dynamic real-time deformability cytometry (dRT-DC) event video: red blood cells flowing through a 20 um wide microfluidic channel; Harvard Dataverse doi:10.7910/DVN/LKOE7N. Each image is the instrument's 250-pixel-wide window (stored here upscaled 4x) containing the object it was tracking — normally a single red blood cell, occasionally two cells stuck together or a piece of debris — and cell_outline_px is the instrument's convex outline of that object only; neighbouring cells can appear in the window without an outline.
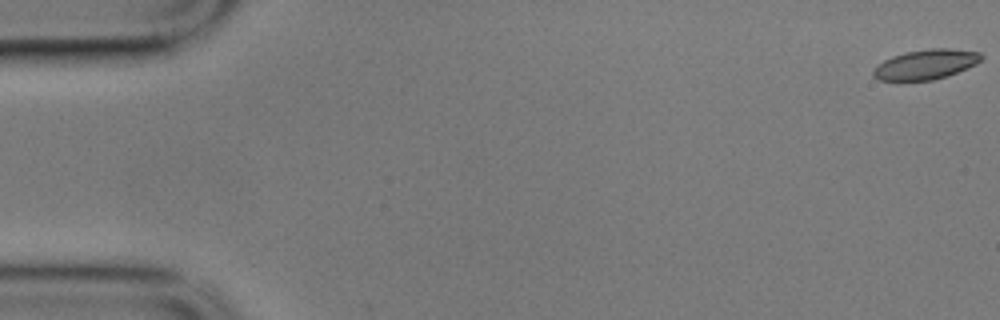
{"species": "common noctule bat (a hibernating species)", "species_latin": "Nyctalus noctula", "temperature_condition": "cold", "stored_images_in_passage": 54, "camera_frame_rate_fps": 3000, "um_per_image_px": 0.085, "animal": {"sex": "male", "body_mass_g": 17.9}, "frame": {"image": 1, "passage_image": 1, "time_ms": 0.0, "image_size_px": [1000, 320], "cell_outline_px": [[984, 56], [976, 64], [948, 76], [932, 80], [880, 80], [872, 76], [872, 68], [876, 64], [892, 56], [908, 52], [932, 48], [948, 48], [980, 52]], "centroid_in_image_um": [78.67, 5.47], "position_along_channel_um": 6.3, "area_um2": 18.79}}
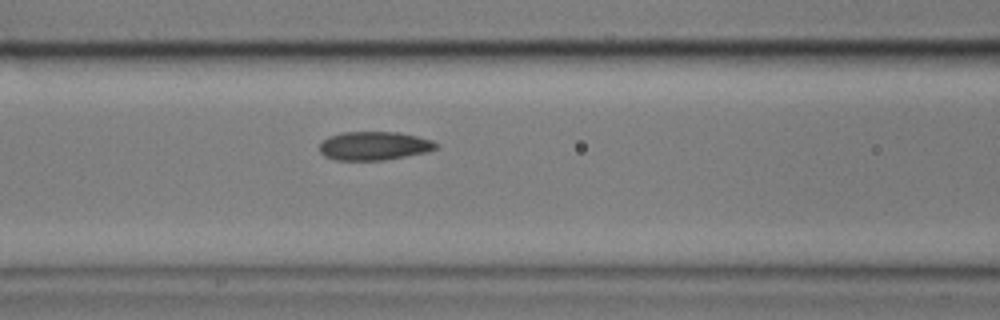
{"frame": {"image": 2, "passage_image": 24, "time_ms": 7.667, "image_size_px": [1000, 320], "cell_outline_px": [[440, 144], [436, 148], [428, 152], [384, 160], [336, 160], [324, 156], [320, 152], [320, 144], [328, 136], [344, 132], [400, 132], [432, 140]], "centroid_in_image_um": [31.82, 12.4], "position_along_channel_um": 134.8, "area_um2": 19.48}}
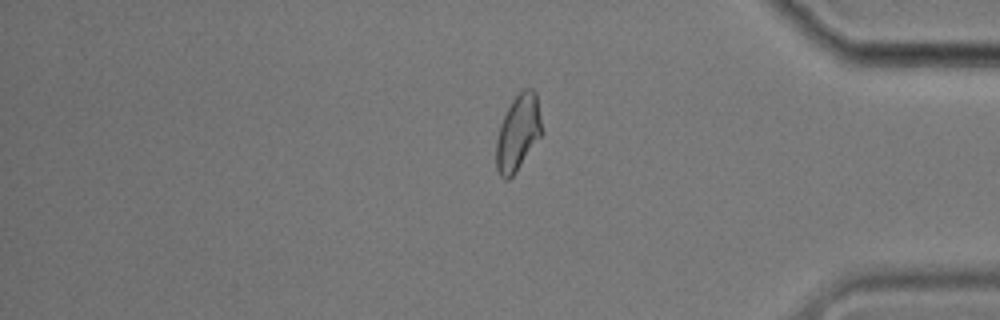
{"frame": {"image": 3, "passage_image": 48, "time_ms": 15.667, "image_size_px": [1000, 320], "cell_outline_px": [[544, 132], [516, 172], [508, 180], [504, 180], [500, 176], [496, 168], [496, 140], [500, 124], [512, 100], [524, 88], [532, 88], [536, 92]], "centroid_in_image_um": [44.05, 11.29], "position_along_channel_um": 391.2, "area_um2": 20.4}, "authors_computed_cell_mechanics": {"area_um2": 19.7098, "velocity_mm_per_s": 3.5084, "shape_relaxation_time_tau1_ms": 9.4039, "shape_relaxation_time_tau2_ms": 2.1523, "deformation_change_tau1": 0.19, "deformation_change_tau2": 0.0633}}